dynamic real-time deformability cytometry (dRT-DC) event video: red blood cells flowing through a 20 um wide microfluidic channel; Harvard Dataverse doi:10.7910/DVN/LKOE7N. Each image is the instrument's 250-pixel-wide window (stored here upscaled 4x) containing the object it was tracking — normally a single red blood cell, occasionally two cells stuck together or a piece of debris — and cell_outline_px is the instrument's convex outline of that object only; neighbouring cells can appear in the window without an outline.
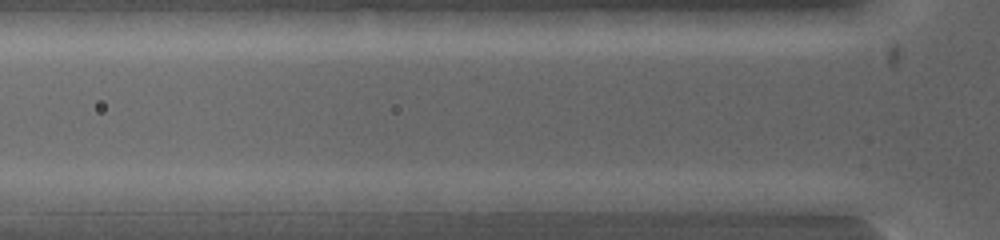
{"species": "common noctule bat (a hibernating species)", "species_latin": "Nyctalus noctula", "temperature_condition": "warm", "stored_images_in_passage": 5, "segment_of_instrument_passage": [2, 2], "camera_frame_rate_fps": 5000, "um_per_image_px": 0.085, "animal": {"sex": "female", "body_mass_g": 19.0, "forearm_length_mm": 53.3}, "frame": {"image": 1, "passage_image": 4, "time_ms": 0.4, "image_size_px": [1000, 240], "cell_outline_px": [[476, 200], [472, 212], [468, 216], [436, 216], [404, 212], [412, 192], [440, 192]], "centroid_in_image_um": [37.35, 17.39], "position_along_channel_um": 88.4, "area_um2": 10.06}}